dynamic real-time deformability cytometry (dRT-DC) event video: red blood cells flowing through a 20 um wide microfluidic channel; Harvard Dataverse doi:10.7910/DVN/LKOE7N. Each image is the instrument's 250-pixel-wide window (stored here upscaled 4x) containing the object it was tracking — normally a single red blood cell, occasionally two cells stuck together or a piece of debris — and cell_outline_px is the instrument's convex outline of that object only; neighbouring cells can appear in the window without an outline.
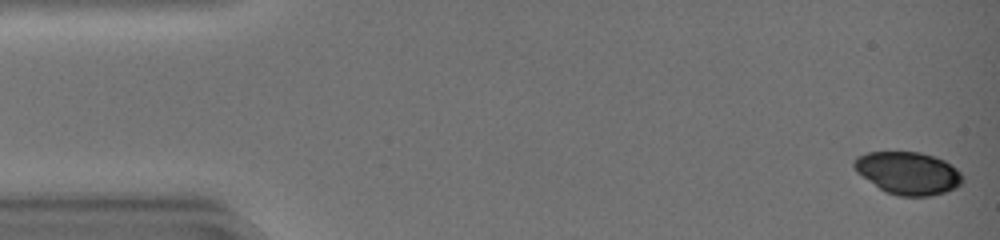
{"species": "common noctule bat (a hibernating species)", "species_latin": "Nyctalus noctula", "temperature_condition": "warm", "stored_images_in_passage": 44, "camera_frame_rate_fps": 3000, "um_per_image_px": 0.085, "animal": {"sex": "female", "body_mass_g": 19.0, "forearm_length_mm": 51.5}, "frame": {"image": 1, "passage_image": 1, "time_ms": 0.0, "image_size_px": [1000, 240], "cell_outline_px": [[964, 180], [956, 188], [944, 192], [928, 196], [900, 196], [884, 192], [856, 172], [852, 164], [852, 160], [856, 156], [868, 152], [920, 152], [936, 156], [952, 164], [964, 176]], "centroid_in_image_um": [77.17, 14.7], "position_along_channel_um": 7.8, "area_um2": 27.22}}
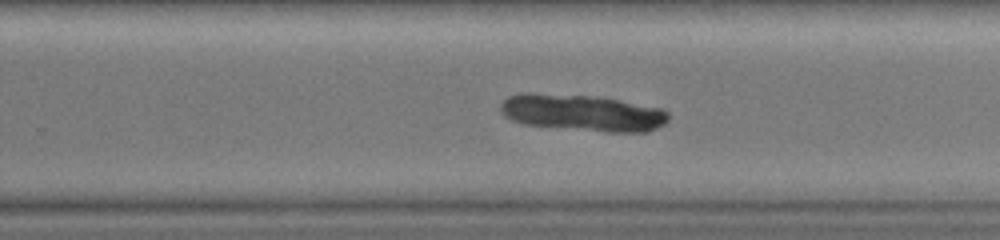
{"frame": {"image": 2, "passage_image": 29, "time_ms": 9.333, "image_size_px": [1000, 240], "cell_outline_px": [[668, 120], [664, 124], [648, 132], [608, 132], [524, 124], [512, 120], [504, 116], [500, 108], [500, 104], [508, 96], [524, 92], [532, 92], [588, 96], [620, 100], [664, 108], [668, 112]], "centroid_in_image_um": [49.52, 9.58], "position_along_channel_um": 280.3, "area_um2": 35.89}}
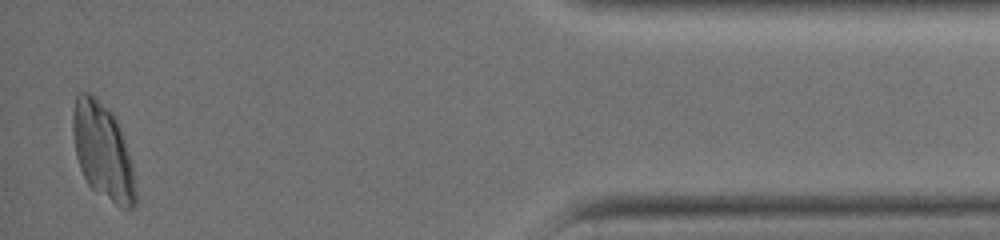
{"frame": {"image": 3, "passage_image": 43, "time_ms": 14.0, "image_size_px": [1000, 240], "cell_outline_px": [[136, 204], [132, 208], [120, 208], [96, 192], [88, 184], [80, 168], [76, 156], [72, 132], [72, 112], [76, 92], [88, 92], [112, 112], [120, 128], [132, 160], [136, 192]], "centroid_in_image_um": [8.73, 12.87], "position_along_channel_um": 426.5, "area_um2": 35.43}}